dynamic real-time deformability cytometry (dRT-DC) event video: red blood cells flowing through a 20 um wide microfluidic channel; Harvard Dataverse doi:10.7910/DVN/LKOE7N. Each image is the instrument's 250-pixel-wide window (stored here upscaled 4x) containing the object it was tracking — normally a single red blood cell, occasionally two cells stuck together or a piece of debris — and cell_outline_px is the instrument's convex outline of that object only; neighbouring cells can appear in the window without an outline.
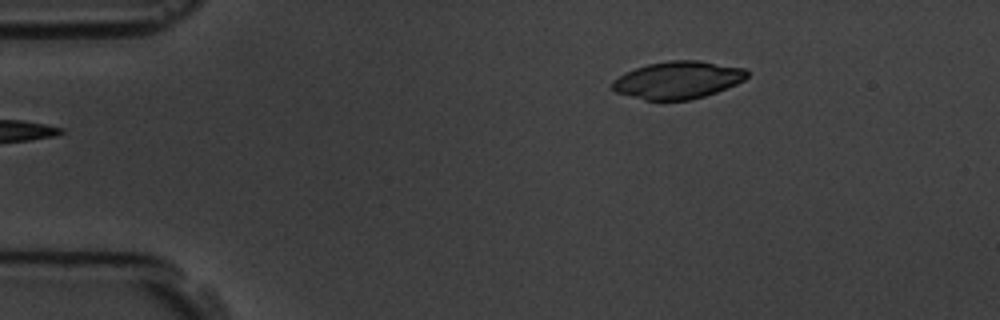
{"species": "common noctule bat (a hibernating species)", "species_latin": "Nyctalus noctula", "temperature_condition": "room temperature", "stored_images_in_passage": 6, "segment_of_instrument_passage": [2, 2], "camera_frame_rate_fps": 3000, "um_per_image_px": 0.085, "animal": {"sex": "male", "body_mass_g": 19.5, "forearm_length_mm": 54.6}, "frame": {"image": 1, "passage_image": 6, "time_ms": 6.0, "image_size_px": [1000, 320], "cell_outline_px": [[748, 76], [744, 80], [736, 84], [716, 92], [704, 96], [688, 100], [644, 100], [616, 92], [612, 88], [612, 80], [636, 68], [648, 64], [668, 60], [700, 60], [744, 68], [748, 72]], "centroid_in_image_um": [57.63, 6.8], "position_along_channel_um": 27.4, "area_um2": 29.25}}